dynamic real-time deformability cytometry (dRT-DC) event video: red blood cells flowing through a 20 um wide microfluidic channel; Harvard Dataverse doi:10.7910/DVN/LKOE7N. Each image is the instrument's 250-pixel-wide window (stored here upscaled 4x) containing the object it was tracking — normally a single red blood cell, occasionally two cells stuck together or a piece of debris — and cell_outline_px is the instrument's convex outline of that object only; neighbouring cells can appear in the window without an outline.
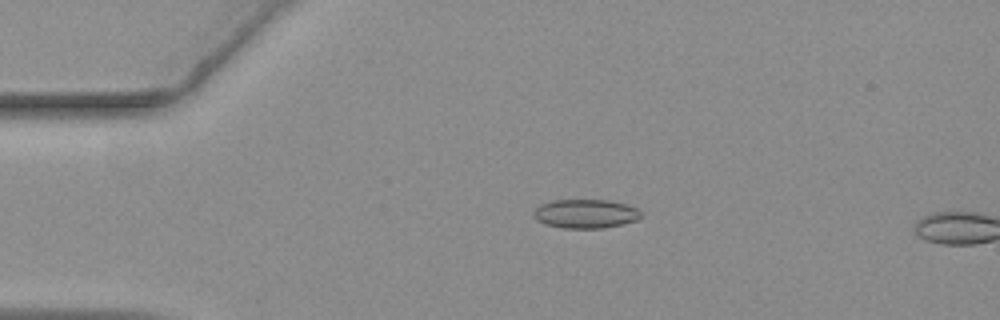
{"species": "common noctule bat (a hibernating species)", "species_latin": "Nyctalus noctula", "temperature_condition": "warm", "stored_images_in_passage": 15, "camera_frame_rate_fps": 3000, "um_per_image_px": 0.085, "animal": {"sex": "female", "body_mass_g": 19.3, "forearm_length_mm": 54.1}, "frame": {"image": 1, "passage_image": 13, "time_ms": 4.0, "image_size_px": [1000, 320], "cell_outline_px": [[644, 216], [636, 220], [624, 224], [604, 228], [564, 228], [544, 224], [536, 220], [532, 216], [532, 212], [540, 204], [552, 200], [608, 200], [624, 204], [636, 208]], "centroid_in_image_um": [49.74, 18.17], "position_along_channel_um": 35.3, "area_um2": 18.26}}